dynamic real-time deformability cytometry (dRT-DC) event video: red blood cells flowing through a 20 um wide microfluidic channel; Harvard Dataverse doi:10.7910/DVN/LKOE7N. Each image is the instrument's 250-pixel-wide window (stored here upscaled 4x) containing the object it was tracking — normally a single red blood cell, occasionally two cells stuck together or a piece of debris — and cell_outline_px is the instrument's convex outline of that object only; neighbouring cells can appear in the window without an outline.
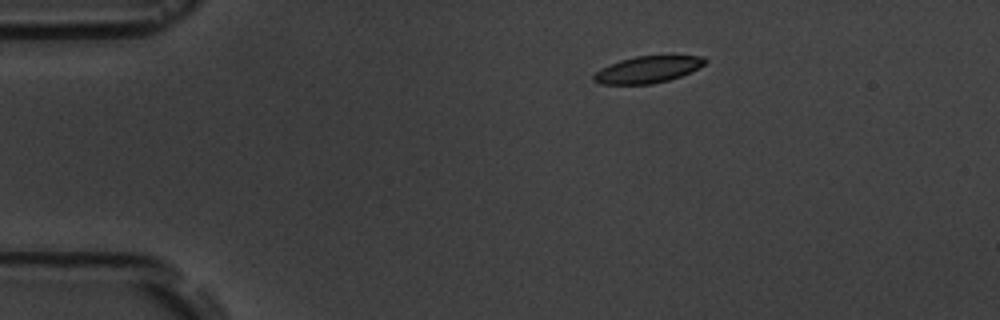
{"species": "common noctule bat (a hibernating species)", "species_latin": "Nyctalus noctula", "temperature_condition": "room temperature", "stored_images_in_passage": 3, "camera_frame_rate_fps": 3000, "um_per_image_px": 0.085, "animal": {"sex": "male", "body_mass_g": 19.5, "forearm_length_mm": 54.6}, "frame": {"image": 1, "passage_image": 1, "time_ms": 0.0, "image_size_px": [1000, 320], "cell_outline_px": [[708, 60], [704, 64], [680, 76], [668, 80], [652, 84], [600, 84], [592, 80], [592, 76], [600, 68], [620, 60], [636, 56], [704, 56]], "centroid_in_image_um": [55.0, 5.91], "position_along_channel_um": 30.0, "area_um2": 17.17}}